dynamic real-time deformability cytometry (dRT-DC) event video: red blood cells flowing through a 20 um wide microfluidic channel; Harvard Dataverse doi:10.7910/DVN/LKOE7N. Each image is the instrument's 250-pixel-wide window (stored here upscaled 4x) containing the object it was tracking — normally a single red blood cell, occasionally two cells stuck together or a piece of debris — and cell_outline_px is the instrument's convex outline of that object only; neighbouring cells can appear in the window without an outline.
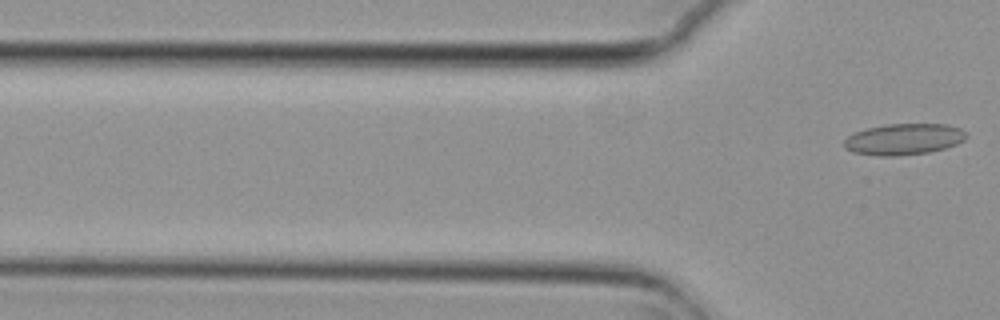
{"species": "common noctule bat (a hibernating species)", "species_latin": "Nyctalus noctula", "temperature_condition": "cold", "stored_images_in_passage": 6, "camera_frame_rate_fps": 3000, "um_per_image_px": 0.085, "animal": {"sex": "female", "body_mass_g": 29.2, "forearm_length_mm": 56.3}, "frame": {"image": 1, "passage_image": 6, "time_ms": 1.667, "image_size_px": [1000, 320], "cell_outline_px": [[968, 136], [964, 140], [956, 144], [944, 148], [928, 152], [892, 156], [880, 156], [852, 152], [844, 148], [844, 140], [848, 136], [856, 132], [868, 128], [888, 124], [948, 124], [960, 128]], "centroid_in_image_um": [76.82, 11.83], "position_along_channel_um": 49.0, "area_um2": 22.08}}